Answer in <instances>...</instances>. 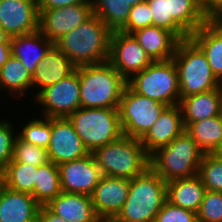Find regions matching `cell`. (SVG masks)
Listing matches in <instances>:
<instances>
[{
	"instance_id": "6da1fadb",
	"label": "cell",
	"mask_w": 222,
	"mask_h": 222,
	"mask_svg": "<svg viewBox=\"0 0 222 222\" xmlns=\"http://www.w3.org/2000/svg\"><path fill=\"white\" fill-rule=\"evenodd\" d=\"M112 30L96 15L55 42L57 48L76 66L108 61Z\"/></svg>"
},
{
	"instance_id": "7a4b0ae2",
	"label": "cell",
	"mask_w": 222,
	"mask_h": 222,
	"mask_svg": "<svg viewBox=\"0 0 222 222\" xmlns=\"http://www.w3.org/2000/svg\"><path fill=\"white\" fill-rule=\"evenodd\" d=\"M83 108H118L127 80L108 62L78 66Z\"/></svg>"
},
{
	"instance_id": "3957f363",
	"label": "cell",
	"mask_w": 222,
	"mask_h": 222,
	"mask_svg": "<svg viewBox=\"0 0 222 222\" xmlns=\"http://www.w3.org/2000/svg\"><path fill=\"white\" fill-rule=\"evenodd\" d=\"M166 200V182L149 167L130 180L128 197L111 222H154Z\"/></svg>"
},
{
	"instance_id": "277c9868",
	"label": "cell",
	"mask_w": 222,
	"mask_h": 222,
	"mask_svg": "<svg viewBox=\"0 0 222 222\" xmlns=\"http://www.w3.org/2000/svg\"><path fill=\"white\" fill-rule=\"evenodd\" d=\"M204 154L192 137L184 131L168 145L150 155V168L166 183L192 177L198 174Z\"/></svg>"
},
{
	"instance_id": "5b68a950",
	"label": "cell",
	"mask_w": 222,
	"mask_h": 222,
	"mask_svg": "<svg viewBox=\"0 0 222 222\" xmlns=\"http://www.w3.org/2000/svg\"><path fill=\"white\" fill-rule=\"evenodd\" d=\"M93 155L104 176L131 180L150 167V156L141 140L125 135L97 148Z\"/></svg>"
},
{
	"instance_id": "8992f818",
	"label": "cell",
	"mask_w": 222,
	"mask_h": 222,
	"mask_svg": "<svg viewBox=\"0 0 222 222\" xmlns=\"http://www.w3.org/2000/svg\"><path fill=\"white\" fill-rule=\"evenodd\" d=\"M177 71L180 98L221 87L203 51L189 38L181 40L172 57Z\"/></svg>"
},
{
	"instance_id": "52a82bcc",
	"label": "cell",
	"mask_w": 222,
	"mask_h": 222,
	"mask_svg": "<svg viewBox=\"0 0 222 222\" xmlns=\"http://www.w3.org/2000/svg\"><path fill=\"white\" fill-rule=\"evenodd\" d=\"M68 119L90 153L123 136L118 108H78Z\"/></svg>"
},
{
	"instance_id": "ba28073f",
	"label": "cell",
	"mask_w": 222,
	"mask_h": 222,
	"mask_svg": "<svg viewBox=\"0 0 222 222\" xmlns=\"http://www.w3.org/2000/svg\"><path fill=\"white\" fill-rule=\"evenodd\" d=\"M127 84L138 94L175 106L180 103L178 71L173 59L153 61L136 73Z\"/></svg>"
},
{
	"instance_id": "9c48e42d",
	"label": "cell",
	"mask_w": 222,
	"mask_h": 222,
	"mask_svg": "<svg viewBox=\"0 0 222 222\" xmlns=\"http://www.w3.org/2000/svg\"><path fill=\"white\" fill-rule=\"evenodd\" d=\"M166 107L164 103L136 93L127 84L118 107L123 135L141 139Z\"/></svg>"
},
{
	"instance_id": "30bf717a",
	"label": "cell",
	"mask_w": 222,
	"mask_h": 222,
	"mask_svg": "<svg viewBox=\"0 0 222 222\" xmlns=\"http://www.w3.org/2000/svg\"><path fill=\"white\" fill-rule=\"evenodd\" d=\"M34 97L44 107L43 117H69L81 107L79 73L75 70L68 77L37 92Z\"/></svg>"
},
{
	"instance_id": "8fae6325",
	"label": "cell",
	"mask_w": 222,
	"mask_h": 222,
	"mask_svg": "<svg viewBox=\"0 0 222 222\" xmlns=\"http://www.w3.org/2000/svg\"><path fill=\"white\" fill-rule=\"evenodd\" d=\"M108 62L128 81L153 60L132 34L117 30L111 35Z\"/></svg>"
},
{
	"instance_id": "7c38bea8",
	"label": "cell",
	"mask_w": 222,
	"mask_h": 222,
	"mask_svg": "<svg viewBox=\"0 0 222 222\" xmlns=\"http://www.w3.org/2000/svg\"><path fill=\"white\" fill-rule=\"evenodd\" d=\"M39 12V31L54 43L93 15L92 3L39 9Z\"/></svg>"
},
{
	"instance_id": "4fadbf2b",
	"label": "cell",
	"mask_w": 222,
	"mask_h": 222,
	"mask_svg": "<svg viewBox=\"0 0 222 222\" xmlns=\"http://www.w3.org/2000/svg\"><path fill=\"white\" fill-rule=\"evenodd\" d=\"M47 152L55 165L90 154L68 117H51V138Z\"/></svg>"
},
{
	"instance_id": "5bb4252c",
	"label": "cell",
	"mask_w": 222,
	"mask_h": 222,
	"mask_svg": "<svg viewBox=\"0 0 222 222\" xmlns=\"http://www.w3.org/2000/svg\"><path fill=\"white\" fill-rule=\"evenodd\" d=\"M61 189L68 193L92 195L103 176L93 153L58 165Z\"/></svg>"
},
{
	"instance_id": "9a60e30c",
	"label": "cell",
	"mask_w": 222,
	"mask_h": 222,
	"mask_svg": "<svg viewBox=\"0 0 222 222\" xmlns=\"http://www.w3.org/2000/svg\"><path fill=\"white\" fill-rule=\"evenodd\" d=\"M38 0H1L0 27L10 36L39 30Z\"/></svg>"
},
{
	"instance_id": "2e32d148",
	"label": "cell",
	"mask_w": 222,
	"mask_h": 222,
	"mask_svg": "<svg viewBox=\"0 0 222 222\" xmlns=\"http://www.w3.org/2000/svg\"><path fill=\"white\" fill-rule=\"evenodd\" d=\"M129 188V179L104 175L101 177L91 198L96 214L103 222H111L121 211Z\"/></svg>"
},
{
	"instance_id": "e0dca14e",
	"label": "cell",
	"mask_w": 222,
	"mask_h": 222,
	"mask_svg": "<svg viewBox=\"0 0 222 222\" xmlns=\"http://www.w3.org/2000/svg\"><path fill=\"white\" fill-rule=\"evenodd\" d=\"M185 131L180 105L167 106L151 128L140 139L150 156L157 149L168 145Z\"/></svg>"
},
{
	"instance_id": "ac0fdd59",
	"label": "cell",
	"mask_w": 222,
	"mask_h": 222,
	"mask_svg": "<svg viewBox=\"0 0 222 222\" xmlns=\"http://www.w3.org/2000/svg\"><path fill=\"white\" fill-rule=\"evenodd\" d=\"M40 206L31 194L14 191L0 182V222H32Z\"/></svg>"
},
{
	"instance_id": "d6986e66",
	"label": "cell",
	"mask_w": 222,
	"mask_h": 222,
	"mask_svg": "<svg viewBox=\"0 0 222 222\" xmlns=\"http://www.w3.org/2000/svg\"><path fill=\"white\" fill-rule=\"evenodd\" d=\"M46 206L69 222H103L96 214L90 195L62 191Z\"/></svg>"
},
{
	"instance_id": "ffe728a7",
	"label": "cell",
	"mask_w": 222,
	"mask_h": 222,
	"mask_svg": "<svg viewBox=\"0 0 222 222\" xmlns=\"http://www.w3.org/2000/svg\"><path fill=\"white\" fill-rule=\"evenodd\" d=\"M153 61L172 59L181 41L173 32L154 25L131 33Z\"/></svg>"
},
{
	"instance_id": "44dd1931",
	"label": "cell",
	"mask_w": 222,
	"mask_h": 222,
	"mask_svg": "<svg viewBox=\"0 0 222 222\" xmlns=\"http://www.w3.org/2000/svg\"><path fill=\"white\" fill-rule=\"evenodd\" d=\"M54 45L39 30L10 37L11 55L18 58L31 75Z\"/></svg>"
},
{
	"instance_id": "7402d4cb",
	"label": "cell",
	"mask_w": 222,
	"mask_h": 222,
	"mask_svg": "<svg viewBox=\"0 0 222 222\" xmlns=\"http://www.w3.org/2000/svg\"><path fill=\"white\" fill-rule=\"evenodd\" d=\"M179 105L185 128L192 122L218 116L222 114V86L183 97Z\"/></svg>"
},
{
	"instance_id": "603a6c76",
	"label": "cell",
	"mask_w": 222,
	"mask_h": 222,
	"mask_svg": "<svg viewBox=\"0 0 222 222\" xmlns=\"http://www.w3.org/2000/svg\"><path fill=\"white\" fill-rule=\"evenodd\" d=\"M76 66L54 45L40 61L32 75V87L38 86L39 92L68 77Z\"/></svg>"
},
{
	"instance_id": "cb8c5ba5",
	"label": "cell",
	"mask_w": 222,
	"mask_h": 222,
	"mask_svg": "<svg viewBox=\"0 0 222 222\" xmlns=\"http://www.w3.org/2000/svg\"><path fill=\"white\" fill-rule=\"evenodd\" d=\"M189 38L206 55L212 73L222 84V29L208 20Z\"/></svg>"
},
{
	"instance_id": "d4e9b609",
	"label": "cell",
	"mask_w": 222,
	"mask_h": 222,
	"mask_svg": "<svg viewBox=\"0 0 222 222\" xmlns=\"http://www.w3.org/2000/svg\"><path fill=\"white\" fill-rule=\"evenodd\" d=\"M205 191L206 188L198 174L166 183L167 201L195 213L199 211Z\"/></svg>"
},
{
	"instance_id": "484cf974",
	"label": "cell",
	"mask_w": 222,
	"mask_h": 222,
	"mask_svg": "<svg viewBox=\"0 0 222 222\" xmlns=\"http://www.w3.org/2000/svg\"><path fill=\"white\" fill-rule=\"evenodd\" d=\"M185 131L205 154L218 153L222 148V114L192 122Z\"/></svg>"
},
{
	"instance_id": "4316f807",
	"label": "cell",
	"mask_w": 222,
	"mask_h": 222,
	"mask_svg": "<svg viewBox=\"0 0 222 222\" xmlns=\"http://www.w3.org/2000/svg\"><path fill=\"white\" fill-rule=\"evenodd\" d=\"M173 21L190 37L209 19L198 0H170Z\"/></svg>"
},
{
	"instance_id": "83f0119b",
	"label": "cell",
	"mask_w": 222,
	"mask_h": 222,
	"mask_svg": "<svg viewBox=\"0 0 222 222\" xmlns=\"http://www.w3.org/2000/svg\"><path fill=\"white\" fill-rule=\"evenodd\" d=\"M1 88L18 97L23 96L29 88L32 89V75L23 63L12 55L0 68V91Z\"/></svg>"
},
{
	"instance_id": "f1b7e54d",
	"label": "cell",
	"mask_w": 222,
	"mask_h": 222,
	"mask_svg": "<svg viewBox=\"0 0 222 222\" xmlns=\"http://www.w3.org/2000/svg\"><path fill=\"white\" fill-rule=\"evenodd\" d=\"M37 167L20 162H9L0 171V182L14 190L33 196Z\"/></svg>"
},
{
	"instance_id": "f546056e",
	"label": "cell",
	"mask_w": 222,
	"mask_h": 222,
	"mask_svg": "<svg viewBox=\"0 0 222 222\" xmlns=\"http://www.w3.org/2000/svg\"><path fill=\"white\" fill-rule=\"evenodd\" d=\"M62 192L59 168L52 161L37 167L33 197L40 205H47Z\"/></svg>"
},
{
	"instance_id": "4dcf8cb0",
	"label": "cell",
	"mask_w": 222,
	"mask_h": 222,
	"mask_svg": "<svg viewBox=\"0 0 222 222\" xmlns=\"http://www.w3.org/2000/svg\"><path fill=\"white\" fill-rule=\"evenodd\" d=\"M93 14L112 31L120 30L127 22L132 6L126 0H91Z\"/></svg>"
},
{
	"instance_id": "1f68e13d",
	"label": "cell",
	"mask_w": 222,
	"mask_h": 222,
	"mask_svg": "<svg viewBox=\"0 0 222 222\" xmlns=\"http://www.w3.org/2000/svg\"><path fill=\"white\" fill-rule=\"evenodd\" d=\"M198 175L207 190L222 192V157L218 153L204 154Z\"/></svg>"
},
{
	"instance_id": "d6a6232c",
	"label": "cell",
	"mask_w": 222,
	"mask_h": 222,
	"mask_svg": "<svg viewBox=\"0 0 222 222\" xmlns=\"http://www.w3.org/2000/svg\"><path fill=\"white\" fill-rule=\"evenodd\" d=\"M151 9L153 25L173 32L180 40L189 36L173 21L170 0H147Z\"/></svg>"
},
{
	"instance_id": "836d02e7",
	"label": "cell",
	"mask_w": 222,
	"mask_h": 222,
	"mask_svg": "<svg viewBox=\"0 0 222 222\" xmlns=\"http://www.w3.org/2000/svg\"><path fill=\"white\" fill-rule=\"evenodd\" d=\"M32 119L17 136L28 143L47 149L51 138V118Z\"/></svg>"
},
{
	"instance_id": "e575fe53",
	"label": "cell",
	"mask_w": 222,
	"mask_h": 222,
	"mask_svg": "<svg viewBox=\"0 0 222 222\" xmlns=\"http://www.w3.org/2000/svg\"><path fill=\"white\" fill-rule=\"evenodd\" d=\"M50 161L47 149L21 140L14 141L13 157L10 162H20L33 166H41Z\"/></svg>"
},
{
	"instance_id": "d590c367",
	"label": "cell",
	"mask_w": 222,
	"mask_h": 222,
	"mask_svg": "<svg viewBox=\"0 0 222 222\" xmlns=\"http://www.w3.org/2000/svg\"><path fill=\"white\" fill-rule=\"evenodd\" d=\"M196 215L198 222H222V192L206 189Z\"/></svg>"
},
{
	"instance_id": "8d00e7d4",
	"label": "cell",
	"mask_w": 222,
	"mask_h": 222,
	"mask_svg": "<svg viewBox=\"0 0 222 222\" xmlns=\"http://www.w3.org/2000/svg\"><path fill=\"white\" fill-rule=\"evenodd\" d=\"M150 11L147 0L132 6L127 22L120 31L131 34L138 29L153 25Z\"/></svg>"
},
{
	"instance_id": "74e56055",
	"label": "cell",
	"mask_w": 222,
	"mask_h": 222,
	"mask_svg": "<svg viewBox=\"0 0 222 222\" xmlns=\"http://www.w3.org/2000/svg\"><path fill=\"white\" fill-rule=\"evenodd\" d=\"M154 222H197V215L194 211L173 205L166 200Z\"/></svg>"
},
{
	"instance_id": "f35d334b",
	"label": "cell",
	"mask_w": 222,
	"mask_h": 222,
	"mask_svg": "<svg viewBox=\"0 0 222 222\" xmlns=\"http://www.w3.org/2000/svg\"><path fill=\"white\" fill-rule=\"evenodd\" d=\"M12 123L0 121V171L12 160L14 141L16 139Z\"/></svg>"
},
{
	"instance_id": "ab89813d",
	"label": "cell",
	"mask_w": 222,
	"mask_h": 222,
	"mask_svg": "<svg viewBox=\"0 0 222 222\" xmlns=\"http://www.w3.org/2000/svg\"><path fill=\"white\" fill-rule=\"evenodd\" d=\"M209 20L222 16V0H198Z\"/></svg>"
},
{
	"instance_id": "60d3db41",
	"label": "cell",
	"mask_w": 222,
	"mask_h": 222,
	"mask_svg": "<svg viewBox=\"0 0 222 222\" xmlns=\"http://www.w3.org/2000/svg\"><path fill=\"white\" fill-rule=\"evenodd\" d=\"M81 3H91V0H38L39 9L62 8Z\"/></svg>"
},
{
	"instance_id": "b9f144b4",
	"label": "cell",
	"mask_w": 222,
	"mask_h": 222,
	"mask_svg": "<svg viewBox=\"0 0 222 222\" xmlns=\"http://www.w3.org/2000/svg\"><path fill=\"white\" fill-rule=\"evenodd\" d=\"M38 217L42 222H69L53 213L46 205L40 206Z\"/></svg>"
},
{
	"instance_id": "7bdbcfd3",
	"label": "cell",
	"mask_w": 222,
	"mask_h": 222,
	"mask_svg": "<svg viewBox=\"0 0 222 222\" xmlns=\"http://www.w3.org/2000/svg\"><path fill=\"white\" fill-rule=\"evenodd\" d=\"M11 56L10 43H0V68L7 62Z\"/></svg>"
},
{
	"instance_id": "ee69618b",
	"label": "cell",
	"mask_w": 222,
	"mask_h": 222,
	"mask_svg": "<svg viewBox=\"0 0 222 222\" xmlns=\"http://www.w3.org/2000/svg\"><path fill=\"white\" fill-rule=\"evenodd\" d=\"M0 43H10V36L0 27Z\"/></svg>"
},
{
	"instance_id": "f6af8a7d",
	"label": "cell",
	"mask_w": 222,
	"mask_h": 222,
	"mask_svg": "<svg viewBox=\"0 0 222 222\" xmlns=\"http://www.w3.org/2000/svg\"><path fill=\"white\" fill-rule=\"evenodd\" d=\"M213 21L222 29V16H218Z\"/></svg>"
},
{
	"instance_id": "bcb514c9",
	"label": "cell",
	"mask_w": 222,
	"mask_h": 222,
	"mask_svg": "<svg viewBox=\"0 0 222 222\" xmlns=\"http://www.w3.org/2000/svg\"><path fill=\"white\" fill-rule=\"evenodd\" d=\"M131 6H134L140 2L146 1V0H126Z\"/></svg>"
},
{
	"instance_id": "7dc6e473",
	"label": "cell",
	"mask_w": 222,
	"mask_h": 222,
	"mask_svg": "<svg viewBox=\"0 0 222 222\" xmlns=\"http://www.w3.org/2000/svg\"><path fill=\"white\" fill-rule=\"evenodd\" d=\"M32 222H42L41 219L39 217H37L34 221Z\"/></svg>"
},
{
	"instance_id": "c3c4849f",
	"label": "cell",
	"mask_w": 222,
	"mask_h": 222,
	"mask_svg": "<svg viewBox=\"0 0 222 222\" xmlns=\"http://www.w3.org/2000/svg\"><path fill=\"white\" fill-rule=\"evenodd\" d=\"M218 154L222 157V148H221V150L218 152Z\"/></svg>"
}]
</instances>
